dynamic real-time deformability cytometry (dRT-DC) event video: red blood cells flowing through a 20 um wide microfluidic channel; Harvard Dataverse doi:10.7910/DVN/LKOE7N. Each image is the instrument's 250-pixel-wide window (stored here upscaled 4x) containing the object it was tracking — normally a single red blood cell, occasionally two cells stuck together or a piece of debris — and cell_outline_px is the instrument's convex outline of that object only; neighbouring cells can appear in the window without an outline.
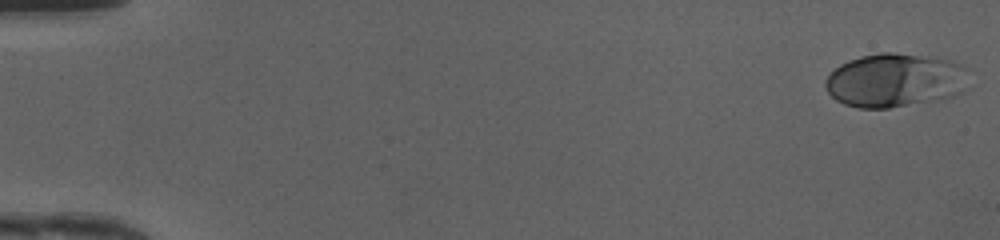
{"species": "human", "species_latin": "Homo sapiens", "temperature_condition": "cold", "stored_images_in_passage": 48, "camera_frame_rate_fps": 3000, "um_per_image_px": 0.085, "donor": {"sex": "female"}, "frame": {"image": 1, "passage_image": 1, "time_ms": 0.0, "image_size_px": [1000, 240], "cell_outline_px": [[968, 88], [964, 92], [944, 100], [888, 108], [856, 108], [844, 104], [836, 100], [828, 92], [824, 84], [824, 80], [840, 64], [848, 60], [860, 56], [880, 52], [892, 52], [936, 56], [952, 60], [968, 68]], "centroid_in_image_um": [76.16, 6.82], "position_along_channel_um": 8.8, "area_um2": 46.18}}
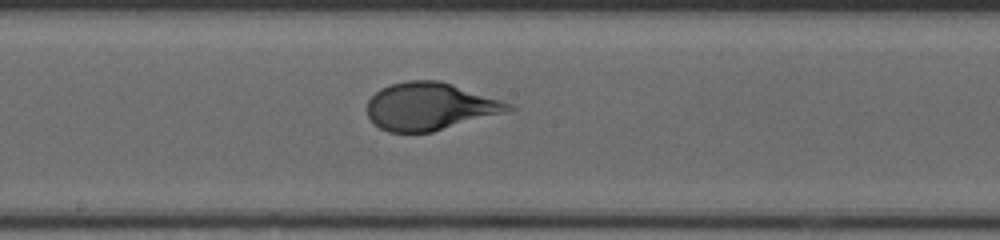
{"frame": {"image": 2, "passage_image": 27, "time_ms": 8.667, "image_size_px": [1000, 240], "cell_outline_px": [[516, 108], [508, 112], [432, 132], [388, 132], [380, 128], [368, 116], [368, 100], [380, 88], [392, 84], [408, 80], [440, 80], [512, 104]], "centroid_in_image_um": [36.56, 9.05], "position_along_channel_um": 211.6, "area_um2": 38.9}}
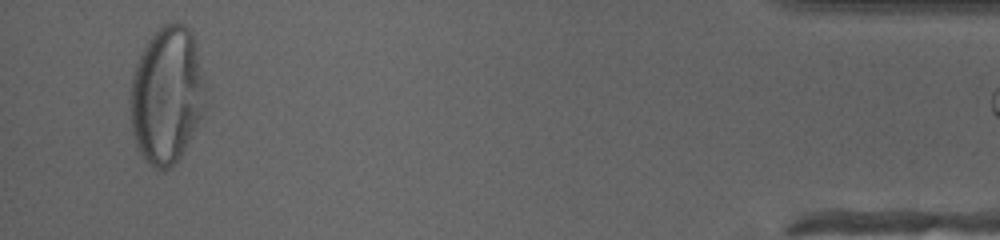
{"frame": {"image": 3, "passage_image": 47, "time_ms": 15.333, "image_size_px": [1000, 240], "cell_outline_px": [[204, 108], [180, 156], [168, 168], [156, 168], [148, 164], [136, 148], [132, 132], [128, 100], [132, 76], [136, 64], [148, 40], [164, 24], [172, 20], [176, 20], [184, 24], [192, 32], [196, 44], [204, 80]], "centroid_in_image_um": [14.13, 8.05], "position_along_channel_um": 421.1, "area_um2": 59.82}}